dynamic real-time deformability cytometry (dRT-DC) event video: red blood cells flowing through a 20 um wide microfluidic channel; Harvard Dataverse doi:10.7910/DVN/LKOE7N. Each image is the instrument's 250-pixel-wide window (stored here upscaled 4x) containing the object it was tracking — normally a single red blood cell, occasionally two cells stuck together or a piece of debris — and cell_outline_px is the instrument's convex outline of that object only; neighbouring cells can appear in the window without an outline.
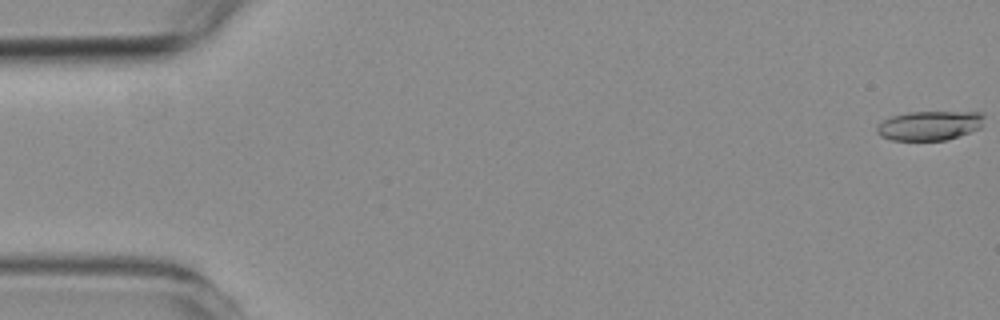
{"species": "common noctule bat (a hibernating species)", "species_latin": "Nyctalus noctula", "temperature_condition": "room temperature", "stored_images_in_passage": 55, "camera_frame_rate_fps": 3000, "um_per_image_px": 0.085, "animal": {"sex": "female", "body_mass_g": 19.3, "forearm_length_mm": 54.1}, "frame": {"image": 1, "passage_image": 1, "time_ms": 0.0, "image_size_px": [1000, 320], "cell_outline_px": [[984, 116], [980, 128], [944, 140], [892, 140], [880, 136], [876, 132], [876, 124], [892, 116], [908, 112], [984, 112]], "centroid_in_image_um": [78.97, 10.66], "position_along_channel_um": 6.0, "area_um2": 18.26}}
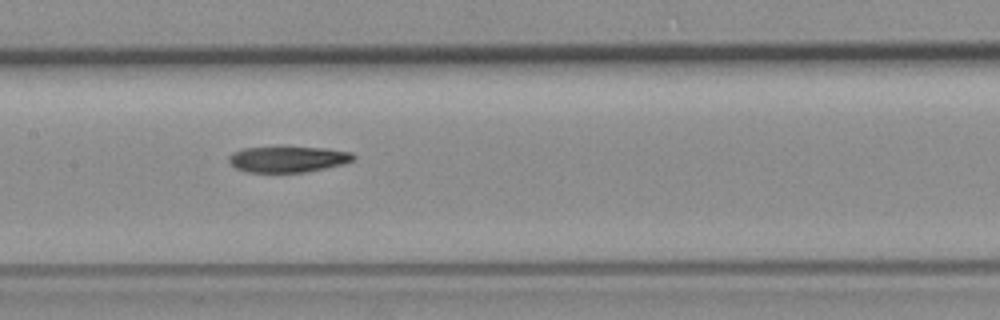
{"frame": {"image": 2, "passage_image": 27, "time_ms": 8.667, "image_size_px": [1000, 320], "cell_outline_px": [[356, 156], [352, 160], [344, 164], [304, 172], [244, 172], [236, 168], [228, 160], [228, 156], [232, 152], [244, 148], [324, 148], [352, 152]], "centroid_in_image_um": [24.46, 13.54], "position_along_channel_um": 182.9, "area_um2": 18.55}}
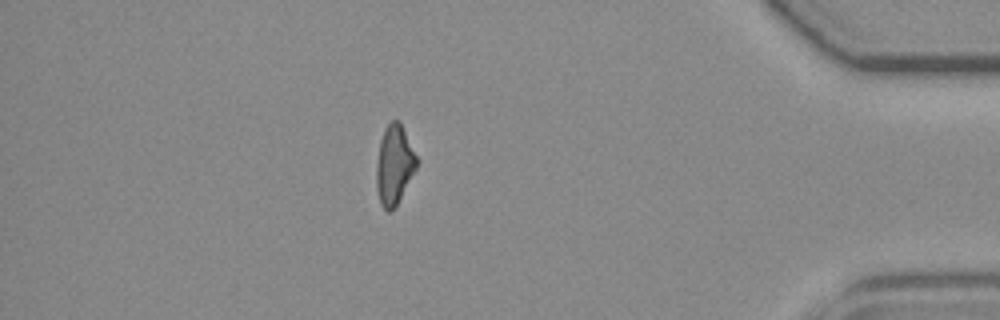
{"frame": {"image": 3, "passage_image": 48, "time_ms": 15.667, "image_size_px": [1000, 320], "cell_outline_px": [[420, 160], [416, 168], [396, 204], [388, 212], [380, 204], [376, 188], [376, 164], [380, 140], [384, 128], [392, 120], [400, 120]], "centroid_in_image_um": [33.52, 13.94], "position_along_channel_um": 401.7, "area_um2": 18.73}, "authors_computed_cell_mechanics": {"area_um2": 19.4208, "velocity_mm_per_s": 3.7829, "shape_relaxation_time_tau1_ms": null, "shape_relaxation_time_tau2_ms": 9.0331, "deformation_change_tau1": null, "deformation_change_tau2": 0.2224}}